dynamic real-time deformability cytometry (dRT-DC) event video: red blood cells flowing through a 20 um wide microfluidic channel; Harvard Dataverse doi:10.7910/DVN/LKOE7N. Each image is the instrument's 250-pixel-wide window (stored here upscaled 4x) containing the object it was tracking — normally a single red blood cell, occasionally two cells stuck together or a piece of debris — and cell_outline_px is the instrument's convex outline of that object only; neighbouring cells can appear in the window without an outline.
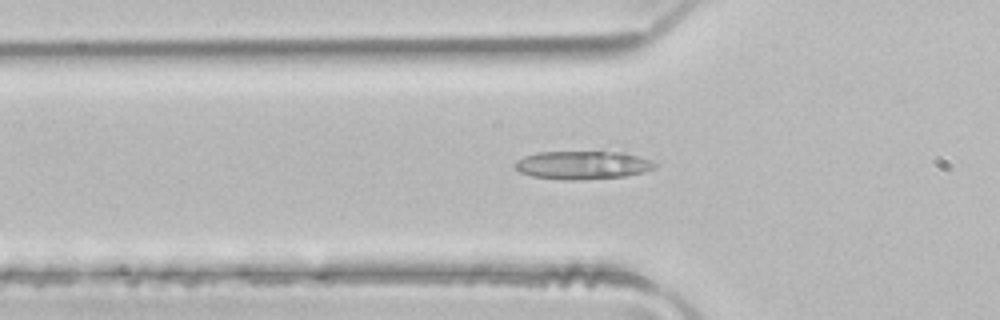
{"species": "common noctule bat (a hibernating species)", "species_latin": "Nyctalus noctula", "temperature_condition": "room temperature", "stored_images_in_passage": 4, "camera_frame_rate_fps": 3000, "um_per_image_px": 0.085, "animal": {"sex": "male", "body_mass_g": 21.5, "forearm_length_mm": 52.0}, "frame": {"image": 1, "passage_image": 4, "time_ms": 1.0, "image_size_px": [1000, 320], "cell_outline_px": [[660, 164], [656, 168], [644, 172], [624, 176], [580, 180], [564, 180], [532, 176], [520, 172], [512, 164], [516, 160], [524, 156], [536, 152], [620, 140]], "centroid_in_image_um": [49.84, 13.78], "position_along_channel_um": 76.0, "area_um2": 28.32}}